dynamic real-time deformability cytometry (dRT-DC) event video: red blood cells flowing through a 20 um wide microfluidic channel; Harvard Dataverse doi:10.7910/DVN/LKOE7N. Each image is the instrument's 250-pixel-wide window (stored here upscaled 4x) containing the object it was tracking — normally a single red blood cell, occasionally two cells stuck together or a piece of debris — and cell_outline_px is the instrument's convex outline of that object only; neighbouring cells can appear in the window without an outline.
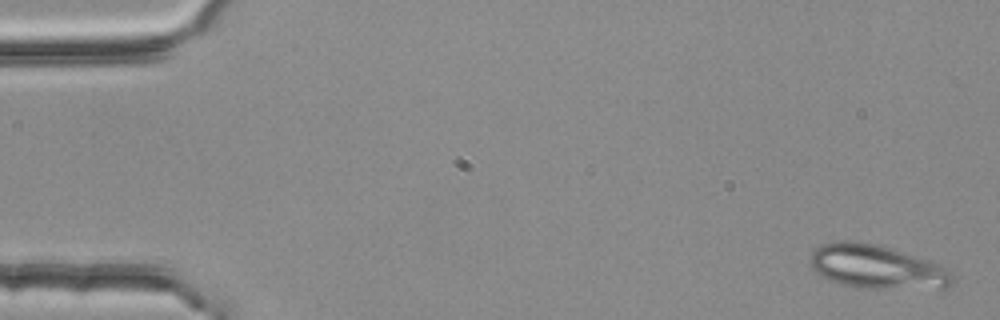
{"species": "common noctule bat (a hibernating species)", "species_latin": "Nyctalus noctula", "temperature_condition": "room temperature", "stored_images_in_passage": 3, "camera_frame_rate_fps": 3000, "um_per_image_px": 0.085, "animal": {"sex": "female", "body_mass_g": 25.1}, "frame": {"image": 1, "passage_image": 1, "time_ms": 0.0, "image_size_px": [1000, 320], "cell_outline_px": [[956, 280], [952, 284], [944, 288], [856, 288], [840, 284], [816, 272], [812, 268], [812, 252], [820, 244], [836, 240], [852, 240], [872, 244], [888, 248], [928, 260], [940, 264], [952, 272], [956, 276]], "centroid_in_image_um": [74.56, 22.69], "position_along_channel_um": 10.4, "area_um2": 36.13}}